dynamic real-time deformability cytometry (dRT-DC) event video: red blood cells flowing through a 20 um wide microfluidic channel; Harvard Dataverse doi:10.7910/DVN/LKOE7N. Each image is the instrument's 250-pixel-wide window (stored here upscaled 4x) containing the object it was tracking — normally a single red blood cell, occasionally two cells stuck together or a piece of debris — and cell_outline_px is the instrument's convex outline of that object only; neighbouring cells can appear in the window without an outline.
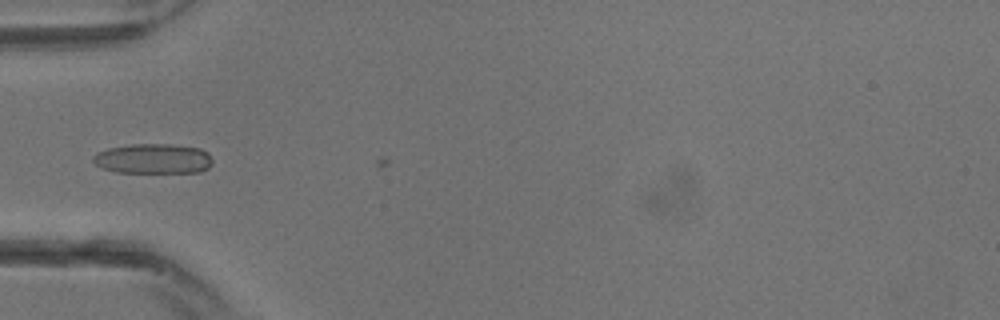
{"species": "common noctule bat (a hibernating species)", "species_latin": "Nyctalus noctula", "temperature_condition": "warm", "stored_images_in_passage": 2, "camera_frame_rate_fps": 3000, "um_per_image_px": 0.085, "animal": {"sex": "male", "body_mass_g": 13.3}, "frame": {"image": 1, "passage_image": 1, "time_ms": 0.0, "image_size_px": [1000, 320], "cell_outline_px": [[212, 164], [208, 168], [200, 172], [116, 172], [104, 168], [96, 164], [92, 160], [92, 156], [96, 152], [108, 148], [132, 144], [168, 144], [200, 148], [208, 152], [212, 160]], "centroid_in_image_um": [13.03, 13.48], "position_along_channel_um": 72.0, "area_um2": 20.87}}